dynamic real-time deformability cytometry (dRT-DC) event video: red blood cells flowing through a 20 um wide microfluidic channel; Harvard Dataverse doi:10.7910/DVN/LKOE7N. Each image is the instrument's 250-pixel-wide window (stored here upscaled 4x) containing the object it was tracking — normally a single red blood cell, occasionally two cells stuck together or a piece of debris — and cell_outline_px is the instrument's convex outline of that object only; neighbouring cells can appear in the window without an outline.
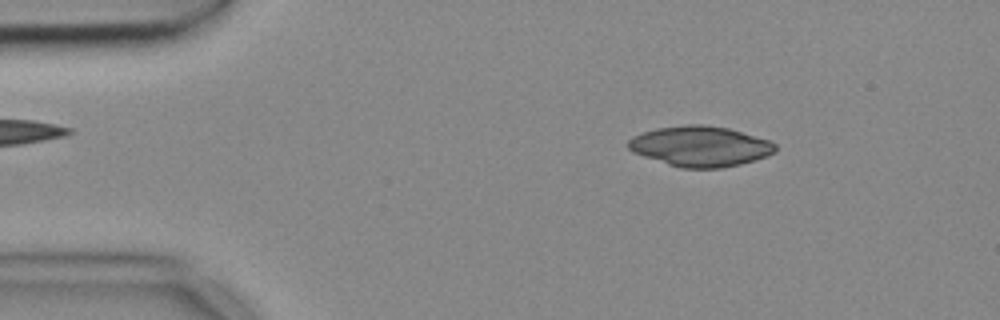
{"species": "common noctule bat (a hibernating species)", "species_latin": "Nyctalus noctula", "temperature_condition": "cold", "stored_images_in_passage": 50, "camera_frame_rate_fps": 3000, "um_per_image_px": 0.085, "animal": {"sex": "female", "body_mass_g": 18.4}, "frame": {"image": 1, "passage_image": 5, "time_ms": 1.333, "image_size_px": [1000, 320], "cell_outline_px": [[776, 152], [756, 160], [740, 164], [720, 168], [680, 168], [632, 152], [628, 148], [628, 140], [632, 136], [640, 132], [656, 128], [688, 124], [704, 124], [728, 128], [768, 140], [776, 144]], "centroid_in_image_um": [59.5, 12.43], "position_along_channel_um": 25.5, "area_um2": 34.62}}